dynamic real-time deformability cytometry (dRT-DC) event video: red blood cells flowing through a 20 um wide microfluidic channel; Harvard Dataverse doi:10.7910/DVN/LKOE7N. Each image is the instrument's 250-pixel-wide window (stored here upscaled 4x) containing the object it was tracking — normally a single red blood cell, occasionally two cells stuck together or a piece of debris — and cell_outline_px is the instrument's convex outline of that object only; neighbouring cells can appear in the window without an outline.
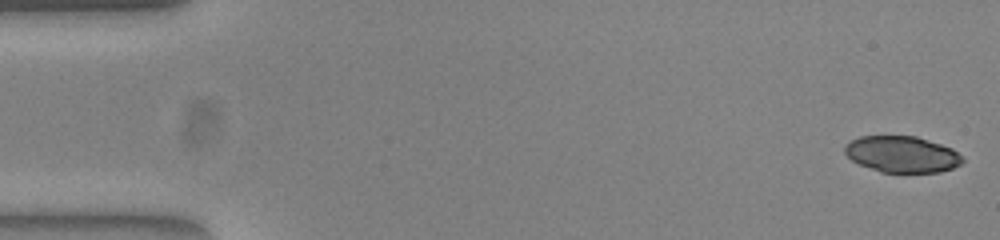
{"species": "common noctule bat (a hibernating species)", "species_latin": "Nyctalus noctula", "temperature_condition": "warm", "stored_images_in_passage": 52, "camera_frame_rate_fps": 3000, "um_per_image_px": 0.085, "animal": {"sex": "female", "body_mass_g": 23.0, "forearm_length_mm": 53.4}, "frame": {"image": 1, "passage_image": 1, "time_ms": 0.0, "image_size_px": [1000, 240], "cell_outline_px": [[964, 160], [960, 164], [952, 168], [940, 172], [880, 172], [860, 164], [852, 160], [844, 152], [844, 144], [860, 136], [916, 136], [952, 148], [964, 156]], "centroid_in_image_um": [76.68, 13.11], "position_along_channel_um": 8.3, "area_um2": 24.91}}
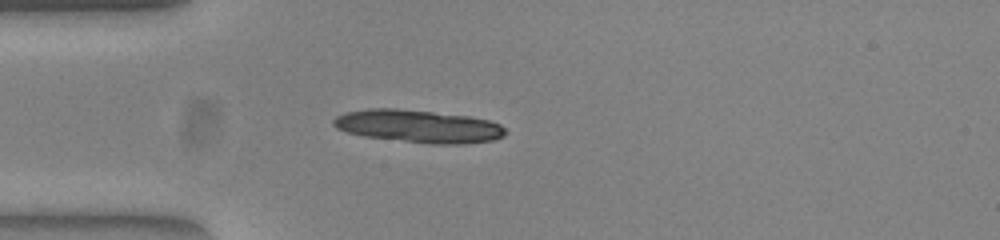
{"frame": {"image": 2, "passage_image": 14, "time_ms": 4.333, "image_size_px": [1000, 240], "cell_outline_px": [[508, 132], [504, 136], [492, 140], [464, 144], [432, 144], [364, 136], [348, 132], [336, 128], [332, 124], [332, 120], [336, 116], [344, 112], [368, 108], [396, 108], [468, 116], [488, 120], [500, 124]], "centroid_in_image_um": [35.55, 10.73], "position_along_channel_um": 49.4, "area_um2": 32.83}}